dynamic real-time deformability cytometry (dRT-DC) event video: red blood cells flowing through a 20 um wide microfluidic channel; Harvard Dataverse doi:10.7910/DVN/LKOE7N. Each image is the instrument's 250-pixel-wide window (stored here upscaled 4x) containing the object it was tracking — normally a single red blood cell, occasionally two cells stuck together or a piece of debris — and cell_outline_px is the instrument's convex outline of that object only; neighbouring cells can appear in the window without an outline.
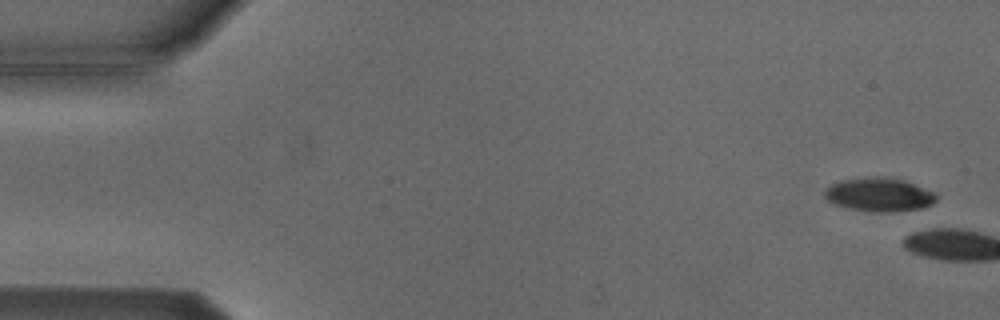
{"species": "Egyptian fruit bat (a non-hibernating species)", "species_latin": "Rousettus aegyptiacus", "temperature_condition": "cold", "stored_images_in_passage": 5, "camera_frame_rate_fps": 3000, "um_per_image_px": 0.085, "animal": {"sex": "male"}, "frame": {"image": 1, "passage_image": 1, "time_ms": 0.0, "image_size_px": [1000, 320], "cell_outline_px": [[936, 200], [932, 204], [920, 208], [896, 212], [872, 212], [832, 204], [824, 196], [824, 192], [832, 184], [840, 180], [876, 176], [900, 180], [912, 184], [932, 192], [936, 196]], "centroid_in_image_um": [74.68, 16.56], "position_along_channel_um": 10.3, "area_um2": 21.44}}